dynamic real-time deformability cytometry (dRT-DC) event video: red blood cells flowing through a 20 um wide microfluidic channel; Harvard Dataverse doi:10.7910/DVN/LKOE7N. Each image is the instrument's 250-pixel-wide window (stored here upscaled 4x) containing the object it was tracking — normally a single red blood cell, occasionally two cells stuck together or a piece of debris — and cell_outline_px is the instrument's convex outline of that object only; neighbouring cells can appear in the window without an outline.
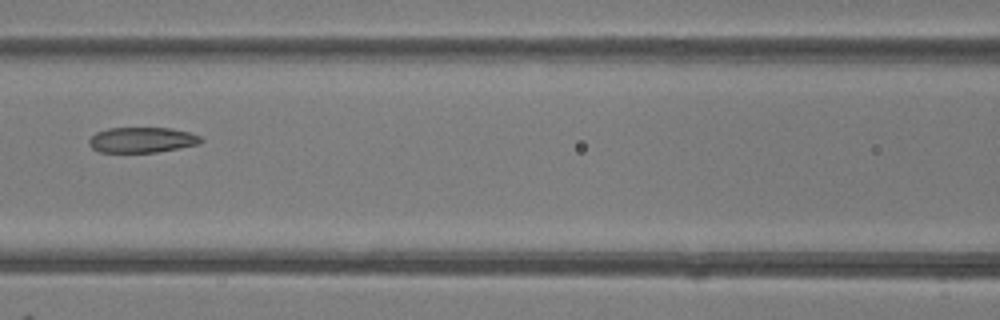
{"species": "common noctule bat (a hibernating species)", "species_latin": "Nyctalus noctula", "temperature_condition": "room temperature", "stored_images_in_passage": 6, "camera_frame_rate_fps": 3000, "um_per_image_px": 0.085, "animal": {"sex": "female"}, "frame": {"image": 1, "passage_image": 6, "time_ms": 5.667, "image_size_px": [1000, 320], "cell_outline_px": [[204, 140], [200, 144], [156, 152], [100, 152], [92, 148], [88, 144], [88, 140], [96, 132], [108, 128], [172, 128], [188, 132], [200, 136]], "centroid_in_image_um": [12.07, 11.89], "position_along_channel_um": 154.5, "area_um2": 16.59}}